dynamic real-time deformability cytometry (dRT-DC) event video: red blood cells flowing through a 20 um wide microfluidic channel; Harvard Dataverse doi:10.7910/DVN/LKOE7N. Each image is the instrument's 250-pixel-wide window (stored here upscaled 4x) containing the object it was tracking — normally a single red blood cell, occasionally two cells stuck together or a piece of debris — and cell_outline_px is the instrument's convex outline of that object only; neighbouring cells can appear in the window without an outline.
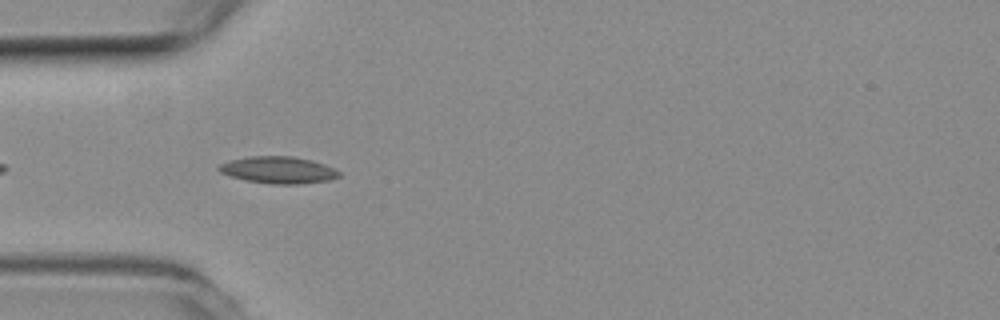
{"species": "common noctule bat (a hibernating species)", "species_latin": "Nyctalus noctula", "temperature_condition": "room temperature", "stored_images_in_passage": 9, "camera_frame_rate_fps": 3000, "um_per_image_px": 0.085, "animal": {"sex": "female", "body_mass_g": 19.3, "forearm_length_mm": 54.1}, "frame": {"image": 1, "passage_image": 3, "time_ms": 0.667, "image_size_px": [1000, 320], "cell_outline_px": [[340, 176], [328, 180], [300, 184], [272, 184], [248, 180], [232, 176], [220, 172], [216, 168], [220, 164], [228, 160], [248, 156], [292, 156], [312, 160], [324, 164], [340, 172]], "centroid_in_image_um": [23.64, 14.44], "position_along_channel_um": 61.4, "area_um2": 18.73}}